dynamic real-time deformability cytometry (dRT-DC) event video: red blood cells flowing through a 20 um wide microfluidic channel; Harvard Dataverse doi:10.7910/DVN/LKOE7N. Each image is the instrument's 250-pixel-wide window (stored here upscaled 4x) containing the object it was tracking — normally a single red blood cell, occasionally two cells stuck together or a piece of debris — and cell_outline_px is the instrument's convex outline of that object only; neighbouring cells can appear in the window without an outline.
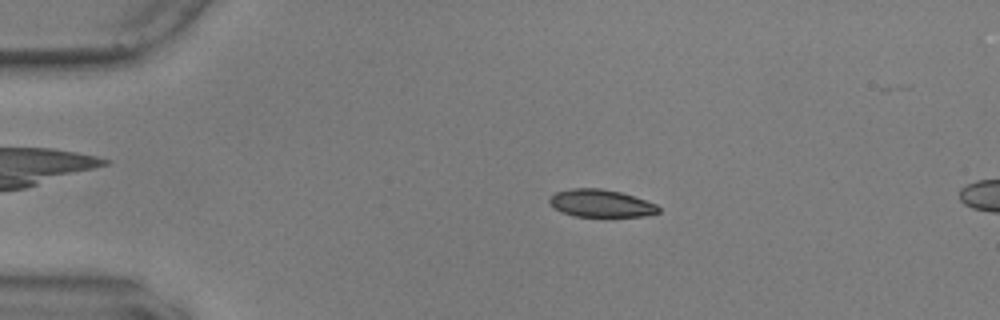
{"species": "common noctule bat (a hibernating species)", "species_latin": "Nyctalus noctula", "temperature_condition": "warm", "stored_images_in_passage": 15, "camera_frame_rate_fps": 3000, "um_per_image_px": 0.085, "animal": {"sex": "male", "body_mass_g": 17.9, "forearm_length_mm": 54.2}, "frame": {"image": 1, "passage_image": 11, "time_ms": 3.333, "image_size_px": [1000, 320], "cell_outline_px": [[660, 212], [648, 216], [576, 216], [560, 212], [548, 200], [556, 192], [572, 188], [600, 188], [620, 192], [656, 204], [660, 208]], "centroid_in_image_um": [51.09, 17.28], "position_along_channel_um": 33.9, "area_um2": 17.28}}